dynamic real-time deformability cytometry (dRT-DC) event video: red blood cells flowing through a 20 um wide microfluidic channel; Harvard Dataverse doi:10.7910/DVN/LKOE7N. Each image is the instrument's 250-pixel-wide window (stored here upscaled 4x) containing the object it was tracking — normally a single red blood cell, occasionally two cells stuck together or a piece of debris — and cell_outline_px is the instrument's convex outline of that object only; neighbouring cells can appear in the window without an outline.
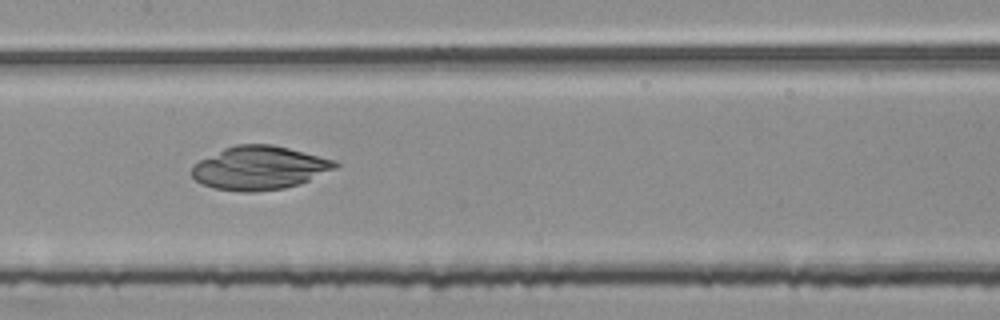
{"species": "common noctule bat (a hibernating species)", "species_latin": "Nyctalus noctula", "temperature_condition": "room temperature", "stored_images_in_passage": 54, "camera_frame_rate_fps": 3000, "um_per_image_px": 0.085, "animal": {"sex": "female", "body_mass_g": 25.1}, "frame": {"image": 1, "passage_image": 27, "time_ms": 8.667, "image_size_px": [1000, 320], "cell_outline_px": [[340, 164], [336, 168], [300, 184], [284, 188], [256, 192], [240, 192], [212, 188], [200, 184], [188, 172], [192, 164], [224, 148], [236, 144], [272, 144], [336, 160]], "centroid_in_image_um": [22.01, 14.28], "position_along_channel_um": 185.4, "area_um2": 36.7}}
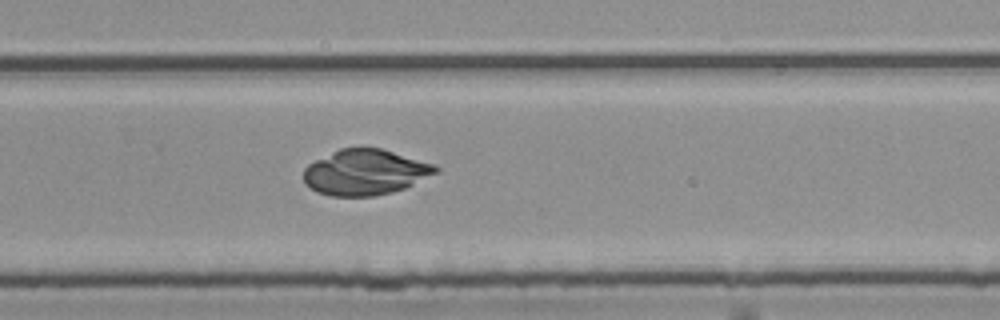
{"frame": {"image": 2, "passage_image": 36, "time_ms": 11.667, "image_size_px": [1000, 320], "cell_outline_px": [[440, 172], [404, 188], [392, 192], [372, 196], [332, 196], [316, 192], [304, 180], [304, 168], [308, 164], [340, 148], [380, 148], [436, 164], [440, 168]], "centroid_in_image_um": [31.09, 14.64], "position_along_channel_um": 298.7, "area_um2": 34.97}}
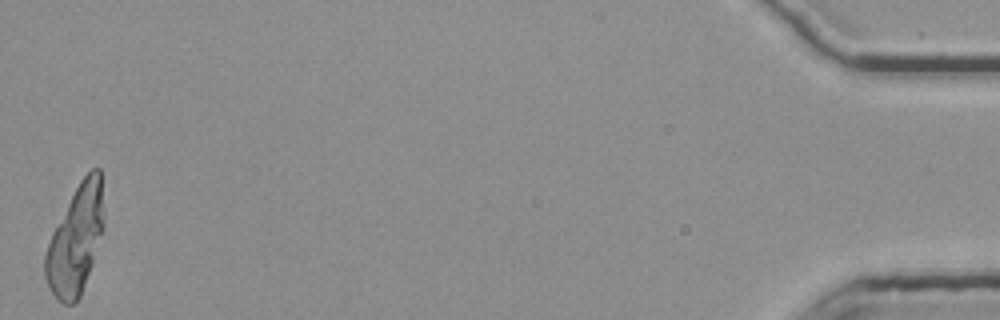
{"frame": {"image": 3, "passage_image": 54, "time_ms": 17.667, "image_size_px": [1000, 320], "cell_outline_px": [[104, 228], [92, 264], [80, 296], [72, 304], [64, 304], [56, 300], [44, 276], [44, 256], [52, 232], [80, 180], [92, 168], [100, 168], [104, 212]], "centroid_in_image_um": [6.43, 20.39], "position_along_channel_um": 428.8, "area_um2": 36.88}}